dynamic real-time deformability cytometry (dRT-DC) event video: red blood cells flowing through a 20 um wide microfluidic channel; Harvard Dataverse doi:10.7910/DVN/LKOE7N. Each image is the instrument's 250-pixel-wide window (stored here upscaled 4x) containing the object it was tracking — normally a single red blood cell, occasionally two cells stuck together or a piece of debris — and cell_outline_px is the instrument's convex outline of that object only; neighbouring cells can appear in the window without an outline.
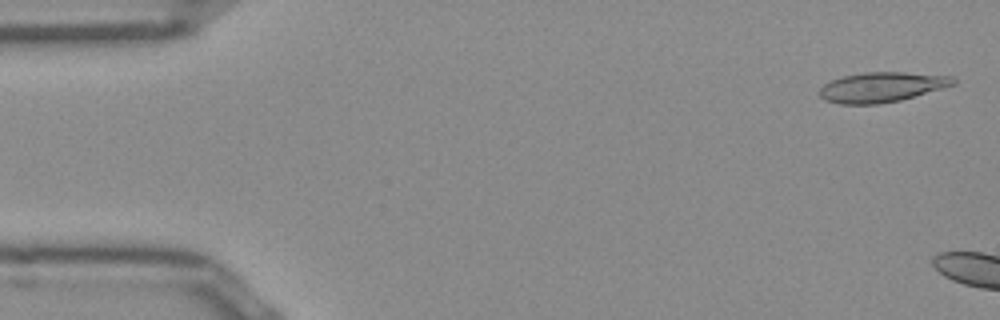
{"species": "Egyptian fruit bat (a non-hibernating species)", "species_latin": "Rousettus aegyptiacus", "temperature_condition": "room temperature", "stored_images_in_passage": 6, "camera_frame_rate_fps": 3000, "um_per_image_px": 0.085, "frame": {"image": 1, "passage_image": 2, "time_ms": 0.333, "image_size_px": [1000, 320], "cell_outline_px": [[956, 84], [900, 100], [876, 104], [840, 104], [824, 100], [820, 96], [820, 88], [824, 84], [832, 80], [844, 76], [864, 72], [904, 72], [952, 76], [956, 80]], "centroid_in_image_um": [74.94, 7.4], "position_along_channel_um": 10.1, "area_um2": 23.18}}